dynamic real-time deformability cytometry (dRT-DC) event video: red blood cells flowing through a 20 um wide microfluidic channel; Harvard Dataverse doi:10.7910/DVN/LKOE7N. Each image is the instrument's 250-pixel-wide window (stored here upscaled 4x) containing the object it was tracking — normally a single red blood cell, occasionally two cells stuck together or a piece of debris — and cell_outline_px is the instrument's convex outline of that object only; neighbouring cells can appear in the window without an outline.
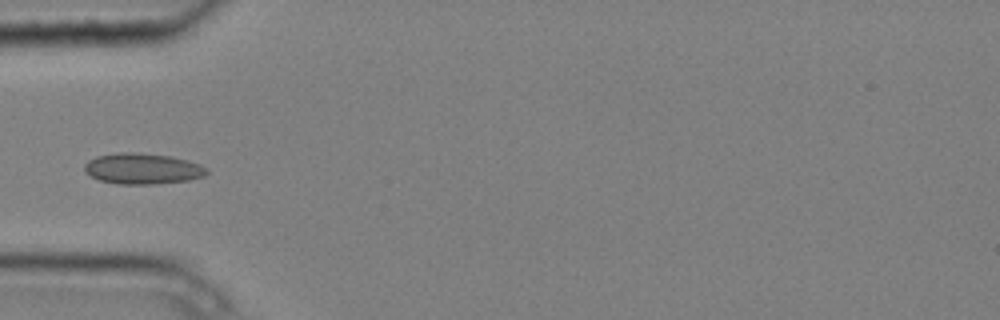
{"species": "common noctule bat (a hibernating species)", "species_latin": "Nyctalus noctula", "temperature_condition": "cold", "stored_images_in_passage": 8, "camera_frame_rate_fps": 3000, "um_per_image_px": 0.085, "animal": {"sex": "male", "body_mass_g": 20.4}, "frame": {"image": 1, "passage_image": 6, "time_ms": 1.667, "image_size_px": [1000, 320], "cell_outline_px": [[208, 172], [204, 176], [188, 180], [152, 184], [120, 184], [100, 180], [84, 172], [84, 164], [88, 160], [96, 156], [116, 152], [132, 152], [168, 156], [200, 164], [208, 168]], "centroid_in_image_um": [12.08, 14.33], "position_along_channel_um": 72.9, "area_um2": 21.85}}
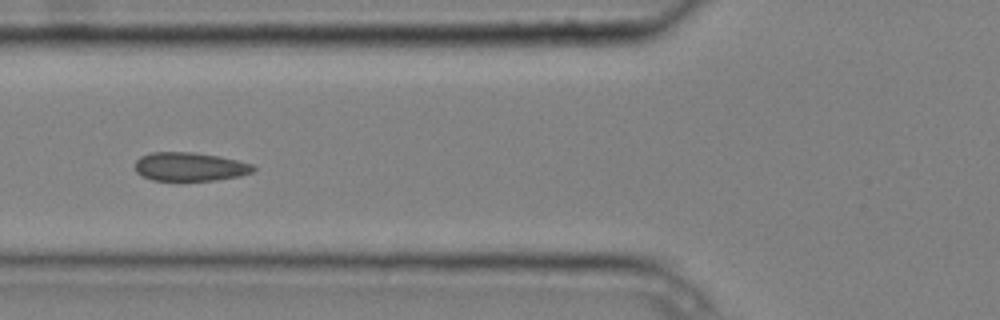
{"frame": {"image": 2, "passage_image": 7, "time_ms": 2.0, "image_size_px": [1000, 320], "cell_outline_px": [[256, 168], [252, 172], [240, 176], [216, 180], [152, 180], [136, 172], [136, 160], [140, 156], [152, 152], [192, 152], [220, 156], [252, 164]], "centroid_in_image_um": [16.14, 14.16], "position_along_channel_um": 109.7, "area_um2": 19.65}}
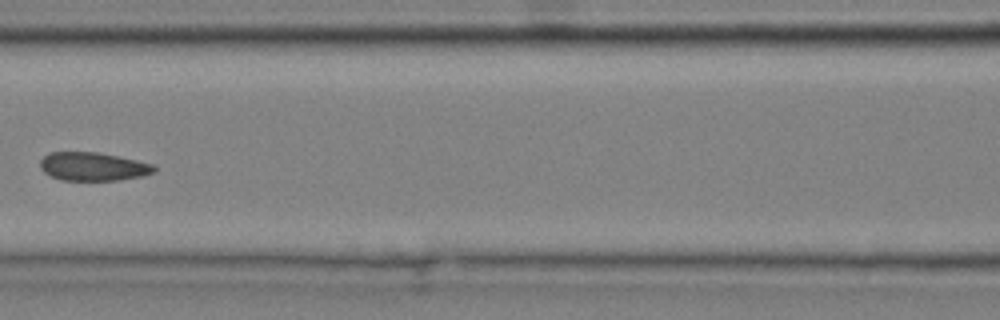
{"frame": {"image": 3, "passage_image": 8, "time_ms": 2.333, "image_size_px": [1000, 320], "cell_outline_px": [[156, 172], [144, 176], [120, 180], [60, 180], [44, 172], [40, 168], [40, 160], [48, 152], [100, 152], [156, 164]], "centroid_in_image_um": [7.96, 14.15], "position_along_channel_um": 158.6, "area_um2": 19.19}}